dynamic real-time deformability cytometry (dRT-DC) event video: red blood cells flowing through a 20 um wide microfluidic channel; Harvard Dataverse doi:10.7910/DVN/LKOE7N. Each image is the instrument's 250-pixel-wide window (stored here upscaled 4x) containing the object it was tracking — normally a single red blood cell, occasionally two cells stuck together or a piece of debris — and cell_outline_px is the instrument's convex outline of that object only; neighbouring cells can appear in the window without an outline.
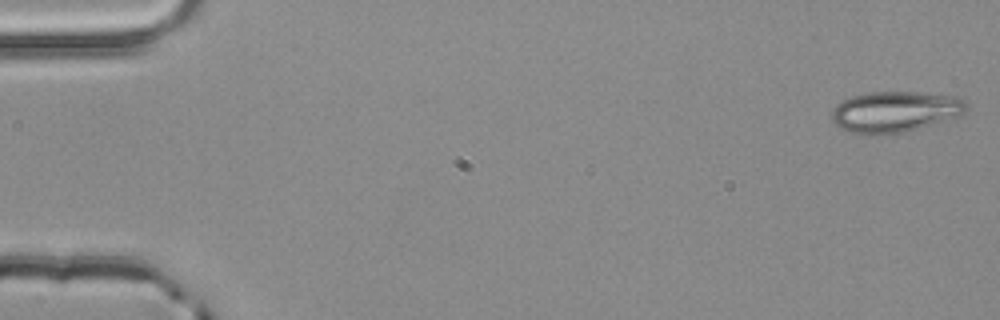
{"species": "common noctule bat (a hibernating species)", "species_latin": "Nyctalus noctula", "temperature_condition": "room temperature", "stored_images_in_passage": 4, "camera_frame_rate_fps": 3000, "um_per_image_px": 0.085, "animal": {"sex": "male", "body_mass_g": 20.4}, "frame": {"image": 1, "passage_image": 1, "time_ms": 0.0, "image_size_px": [1000, 320], "cell_outline_px": [[968, 108], [960, 116], [904, 132], [872, 136], [852, 132], [840, 128], [832, 120], [832, 108], [836, 104], [852, 96], [868, 92], [916, 92], [956, 96], [964, 100], [968, 104]], "centroid_in_image_um": [76.07, 9.5], "position_along_channel_um": 8.9, "area_um2": 32.25}}